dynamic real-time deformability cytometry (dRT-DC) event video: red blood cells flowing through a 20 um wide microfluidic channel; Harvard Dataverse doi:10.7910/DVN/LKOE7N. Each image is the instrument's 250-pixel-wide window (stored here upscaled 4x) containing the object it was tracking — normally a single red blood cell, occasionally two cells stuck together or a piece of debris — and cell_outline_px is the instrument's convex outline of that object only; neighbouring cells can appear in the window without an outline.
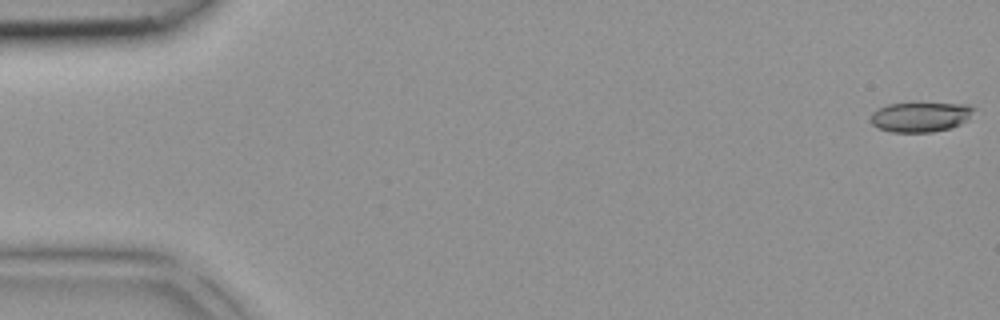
{"species": "common noctule bat (a hibernating species)", "species_latin": "Nyctalus noctula", "temperature_condition": "room temperature", "stored_images_in_passage": 43, "camera_frame_rate_fps": 3000, "um_per_image_px": 0.085, "animal": {"sex": "female", "body_mass_g": 18.4}, "frame": {"image": 1, "passage_image": 1, "time_ms": 0.0, "image_size_px": [1000, 320], "cell_outline_px": [[976, 108], [968, 120], [952, 128], [932, 132], [892, 132], [880, 128], [872, 124], [872, 112], [888, 104], [916, 100], [968, 104]], "centroid_in_image_um": [78.31, 9.87], "position_along_channel_um": 6.7, "area_um2": 18.84}}
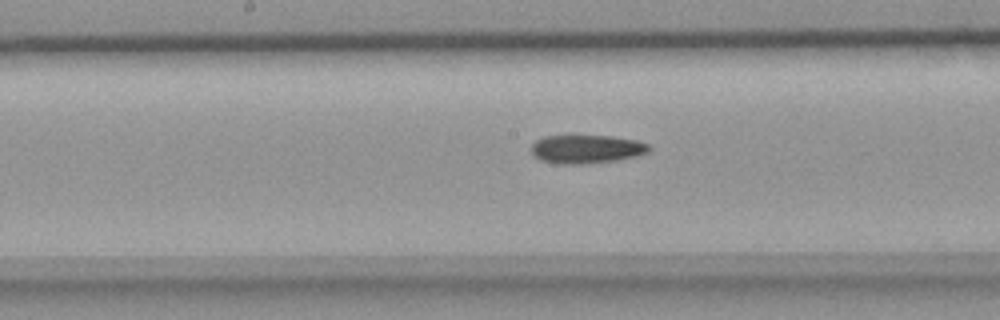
{"frame": {"image": 2, "passage_image": 22, "time_ms": 7.0, "image_size_px": [1000, 320], "cell_outline_px": [[652, 148], [648, 152], [636, 156], [616, 160], [580, 164], [560, 164], [540, 160], [532, 156], [532, 144], [536, 140], [544, 136], [568, 132], [608, 136], [636, 140], [648, 144]], "centroid_in_image_um": [49.78, 12.62], "position_along_channel_um": 198.4, "area_um2": 20.4}}
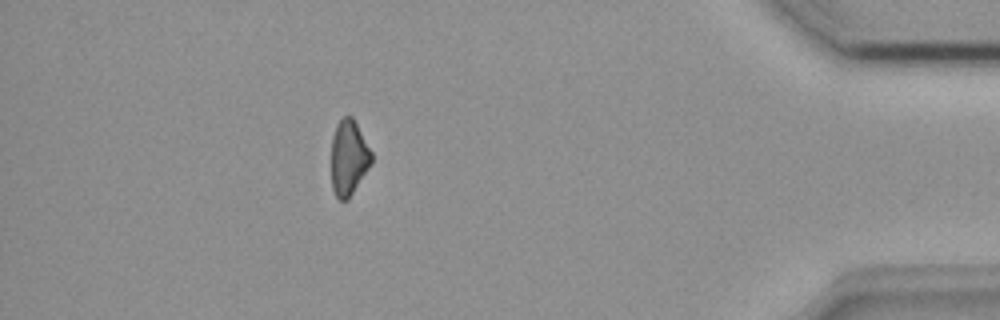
{"frame": {"image": 3, "passage_image": 38, "time_ms": 12.333, "image_size_px": [1000, 320], "cell_outline_px": [[372, 164], [348, 200], [340, 200], [336, 196], [332, 188], [332, 136], [336, 124], [344, 116], [352, 116], [372, 152]], "centroid_in_image_um": [29.65, 13.41], "position_along_channel_um": 405.6, "area_um2": 17.63}}